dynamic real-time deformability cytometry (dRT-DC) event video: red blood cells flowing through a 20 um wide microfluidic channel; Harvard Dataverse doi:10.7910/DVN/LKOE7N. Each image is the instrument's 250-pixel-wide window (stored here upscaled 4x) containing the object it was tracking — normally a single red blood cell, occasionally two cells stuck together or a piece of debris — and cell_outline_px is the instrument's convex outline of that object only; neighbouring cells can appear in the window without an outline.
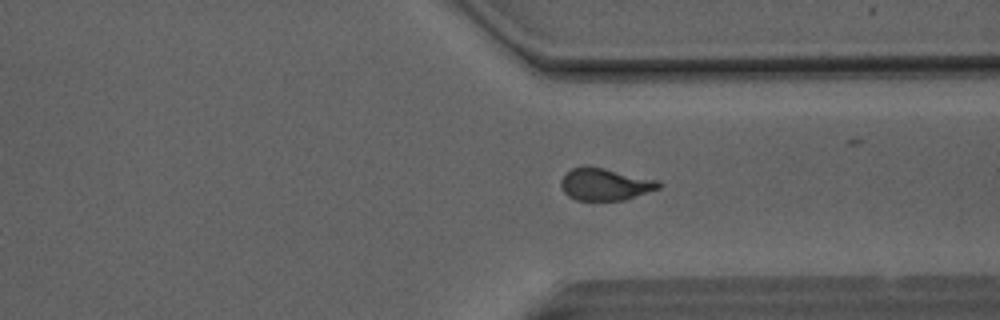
{"species": "Egyptian fruit bat (a non-hibernating species)", "species_latin": "Rousettus aegyptiacus", "temperature_condition": "room temperature", "stored_images_in_passage": 45, "camera_frame_rate_fps": 3000, "um_per_image_px": 0.085, "animal": {"sex": "male"}, "frame": {"image": 1, "passage_image": 32, "time_ms": 10.333, "image_size_px": [1000, 320], "cell_outline_px": [[664, 184], [660, 188], [624, 200], [576, 200], [568, 196], [564, 192], [560, 184], [560, 180], [564, 172], [572, 168], [584, 164], [588, 164], [660, 180]], "centroid_in_image_um": [51.42, 15.63], "position_along_channel_um": 360.0, "area_um2": 18.9}}
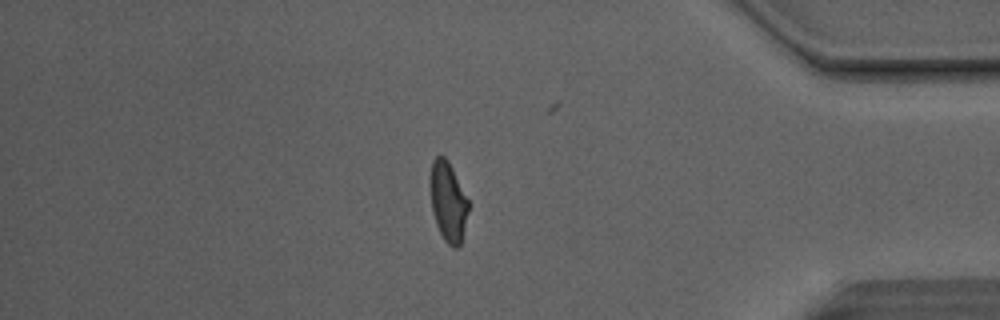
{"frame": {"image": 2, "passage_image": 37, "time_ms": 12.0, "image_size_px": [1000, 320], "cell_outline_px": [[468, 212], [460, 244], [456, 248], [452, 248], [444, 240], [436, 224], [432, 212], [428, 184], [432, 160], [436, 156], [444, 156], [448, 160], [468, 200]], "centroid_in_image_um": [38.04, 17.11], "position_along_channel_um": 397.2, "area_um2": 17.86}}
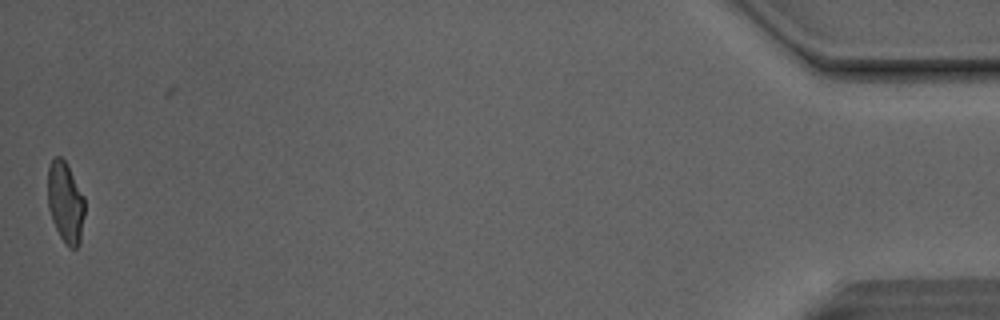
{"frame": {"image": 3, "passage_image": 44, "time_ms": 14.333, "image_size_px": [1000, 320], "cell_outline_px": [[84, 216], [80, 244], [76, 248], [72, 248], [64, 244], [52, 220], [48, 208], [48, 164], [56, 156], [60, 156], [64, 160], [84, 196]], "centroid_in_image_um": [5.56, 17.22], "position_along_channel_um": 429.6, "area_um2": 17.4}, "authors_computed_cell_mechanics": {"area_um2": 18.496, "velocity_mm_per_s": 4.165, "shape_relaxation_time_tau1_ms": 4.6137, "shape_relaxation_time_tau2_ms": 0.9352, "deformation_change_tau1": 0.1681, "deformation_change_tau2": 0.0702}}